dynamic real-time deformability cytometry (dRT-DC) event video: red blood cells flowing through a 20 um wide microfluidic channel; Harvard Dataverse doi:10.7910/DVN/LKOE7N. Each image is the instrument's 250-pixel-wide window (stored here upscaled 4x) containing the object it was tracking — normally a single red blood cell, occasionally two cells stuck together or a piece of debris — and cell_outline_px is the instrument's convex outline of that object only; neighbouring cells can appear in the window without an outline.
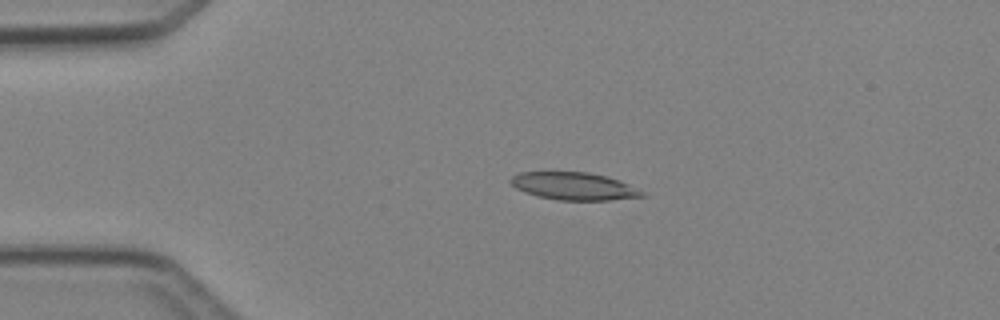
{"species": "Egyptian fruit bat (a non-hibernating species)", "species_latin": "Rousettus aegyptiacus", "temperature_condition": "cold", "stored_images_in_passage": 4, "camera_frame_rate_fps": 3000, "um_per_image_px": 0.085, "animal": {"sex": "female"}, "frame": {"image": 1, "passage_image": 3, "time_ms": 2.333, "image_size_px": [1000, 320], "cell_outline_px": [[648, 196], [608, 200], [556, 200], [540, 196], [516, 188], [508, 180], [512, 176], [520, 172], [588, 172], [604, 176], [628, 184], [644, 192]], "centroid_in_image_um": [48.78, 15.82], "position_along_channel_um": 36.2, "area_um2": 20.81}}